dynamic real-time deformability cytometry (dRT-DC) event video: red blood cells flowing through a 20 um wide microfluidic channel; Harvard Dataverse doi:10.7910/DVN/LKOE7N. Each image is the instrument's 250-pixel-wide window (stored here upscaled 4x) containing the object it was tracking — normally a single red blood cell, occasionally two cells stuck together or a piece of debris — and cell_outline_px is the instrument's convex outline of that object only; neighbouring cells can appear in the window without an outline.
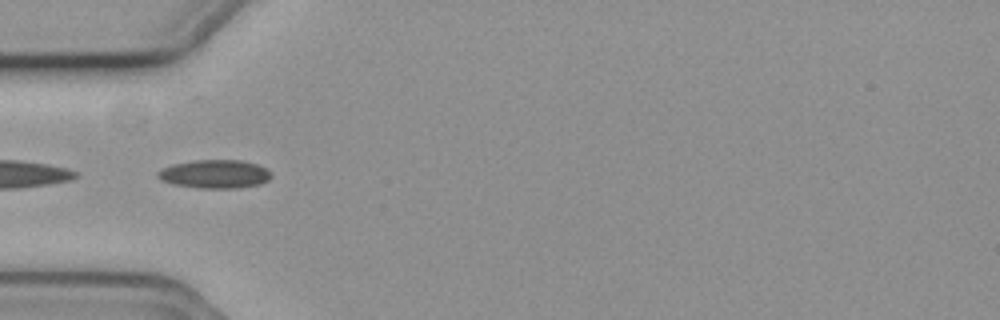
{"species": "common noctule bat (a hibernating species)", "species_latin": "Nyctalus noctula", "temperature_condition": "cold", "stored_images_in_passage": 24, "camera_frame_rate_fps": 3000, "um_per_image_px": 0.085, "animal": {"sex": "female", "body_mass_g": 19.3, "forearm_length_mm": 54.1}, "frame": {"image": 1, "passage_image": 8, "time_ms": 2.333, "image_size_px": [1000, 320], "cell_outline_px": [[272, 176], [268, 180], [260, 184], [240, 188], [200, 188], [172, 184], [160, 180], [156, 176], [156, 172], [172, 164], [192, 160], [244, 160], [256, 164], [264, 168]], "centroid_in_image_um": [18.22, 14.79], "position_along_channel_um": 66.8, "area_um2": 18.9}}
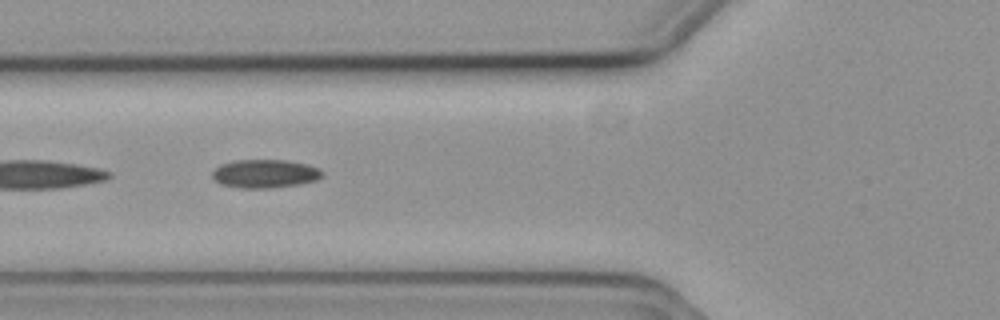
{"frame": {"image": 2, "passage_image": 11, "time_ms": 3.333, "image_size_px": [1000, 320], "cell_outline_px": [[324, 176], [316, 180], [300, 184], [272, 188], [240, 188], [220, 184], [212, 176], [212, 172], [220, 164], [236, 160], [284, 160], [308, 164], [320, 168], [324, 172]], "centroid_in_image_um": [22.56, 14.76], "position_along_channel_um": 103.2, "area_um2": 18.38}}
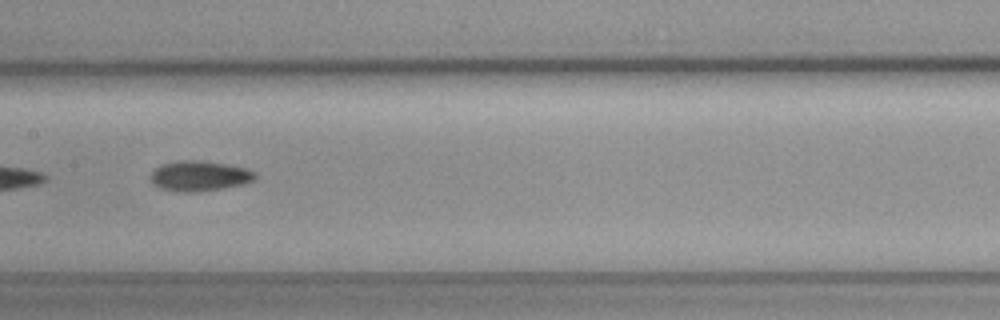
{"frame": {"image": 3, "passage_image": 18, "time_ms": 5.667, "image_size_px": [1000, 320], "cell_outline_px": [[256, 180], [244, 184], [224, 188], [200, 192], [176, 192], [160, 188], [152, 184], [148, 176], [160, 164], [180, 160], [196, 160], [224, 164], [248, 168], [256, 172]], "centroid_in_image_um": [16.94, 14.97], "position_along_channel_um": 190.5, "area_um2": 18.79}}